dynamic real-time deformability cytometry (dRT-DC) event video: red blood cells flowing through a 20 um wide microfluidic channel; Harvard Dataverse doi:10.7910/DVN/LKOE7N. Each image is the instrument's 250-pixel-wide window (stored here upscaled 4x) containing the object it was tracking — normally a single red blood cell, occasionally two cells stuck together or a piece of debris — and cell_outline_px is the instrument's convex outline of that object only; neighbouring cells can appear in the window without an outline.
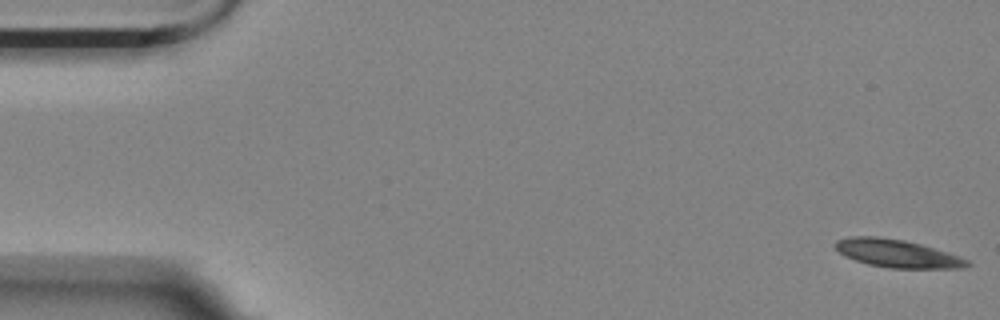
{"species": "Egyptian fruit bat (a non-hibernating species)", "species_latin": "Rousettus aegyptiacus", "temperature_condition": "room temperature", "stored_images_in_passage": 17, "camera_frame_rate_fps": 3000, "um_per_image_px": 0.085, "animal": {"sex": "female"}, "frame": {"image": 1, "passage_image": 1, "time_ms": 0.0, "image_size_px": [1000, 320], "cell_outline_px": [[972, 264], [964, 268], [888, 268], [868, 264], [856, 260], [840, 252], [832, 244], [836, 240], [852, 236], [876, 236], [904, 240], [920, 244], [948, 252], [960, 256], [968, 260]], "centroid_in_image_um": [76.28, 21.54], "position_along_channel_um": 8.7, "area_um2": 21.39}}
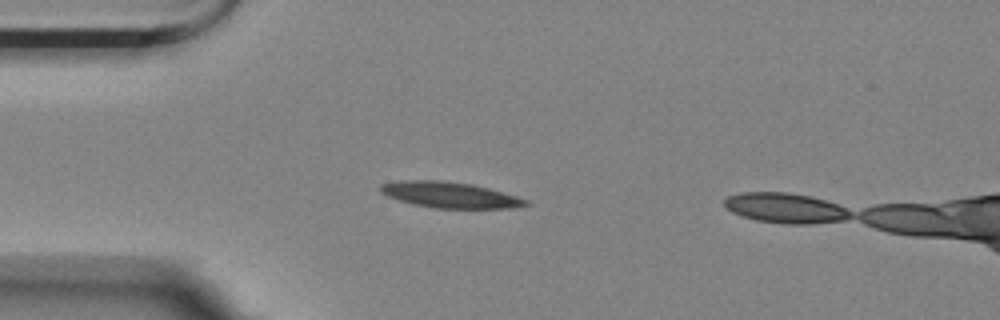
{"frame": {"image": 2, "passage_image": 14, "time_ms": 4.333, "image_size_px": [1000, 320], "cell_outline_px": [[532, 204], [512, 208], [436, 208], [412, 204], [388, 196], [380, 192], [380, 184], [400, 180], [440, 180], [472, 184], [488, 188], [516, 196], [528, 200]], "centroid_in_image_um": [38.24, 16.56], "position_along_channel_um": 46.8, "area_um2": 21.85}}